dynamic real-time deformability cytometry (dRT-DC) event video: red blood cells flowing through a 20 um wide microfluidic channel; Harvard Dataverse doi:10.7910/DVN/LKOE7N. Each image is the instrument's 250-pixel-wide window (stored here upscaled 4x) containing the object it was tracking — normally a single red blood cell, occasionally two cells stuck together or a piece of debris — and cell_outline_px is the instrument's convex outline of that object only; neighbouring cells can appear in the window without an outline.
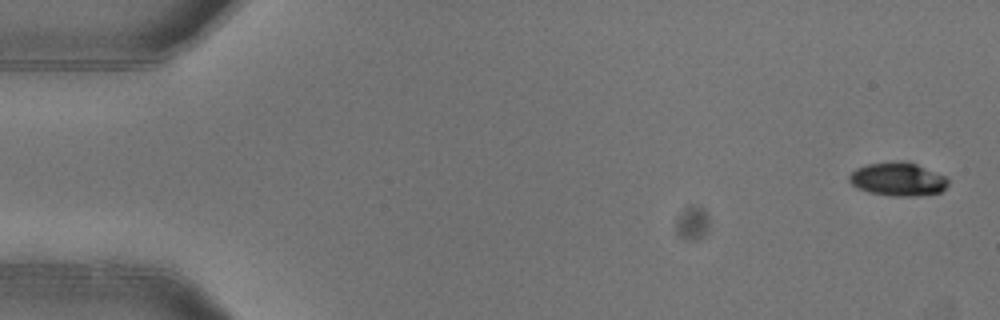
{"species": "common noctule bat (a hibernating species)", "species_latin": "Nyctalus noctula", "temperature_condition": "warm", "stored_images_in_passage": 6, "camera_frame_rate_fps": 3000, "um_per_image_px": 0.085, "animal": {"sex": "female"}, "frame": {"image": 1, "passage_image": 1, "time_ms": 0.0, "image_size_px": [1000, 320], "cell_outline_px": [[948, 184], [940, 192], [920, 196], [892, 196], [868, 192], [856, 188], [848, 180], [848, 176], [856, 168], [868, 164], [896, 160], [904, 160], [916, 164], [944, 176], [948, 180]], "centroid_in_image_um": [76.28, 15.23], "position_along_channel_um": 8.7, "area_um2": 19.36}}
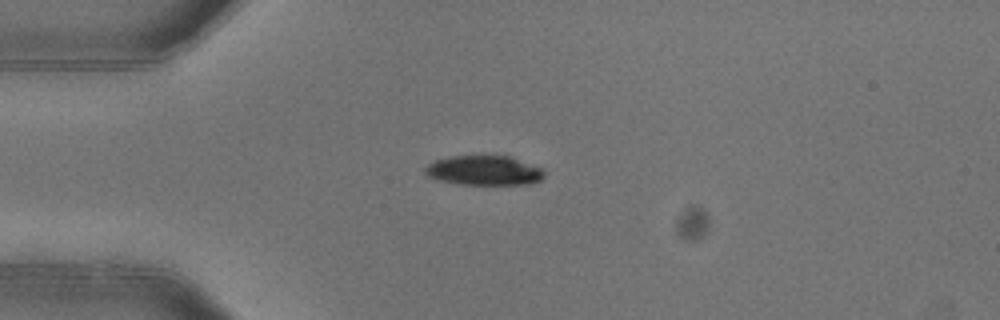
{"frame": {"image": 2, "passage_image": 4, "time_ms": 1.0, "image_size_px": [1000, 320], "cell_outline_px": [[544, 176], [540, 180], [528, 184], [460, 184], [440, 180], [428, 176], [424, 172], [424, 168], [432, 160], [448, 156], [484, 152], [508, 156], [544, 168]], "centroid_in_image_um": [41.11, 14.43], "position_along_channel_um": 43.9, "area_um2": 21.44}}
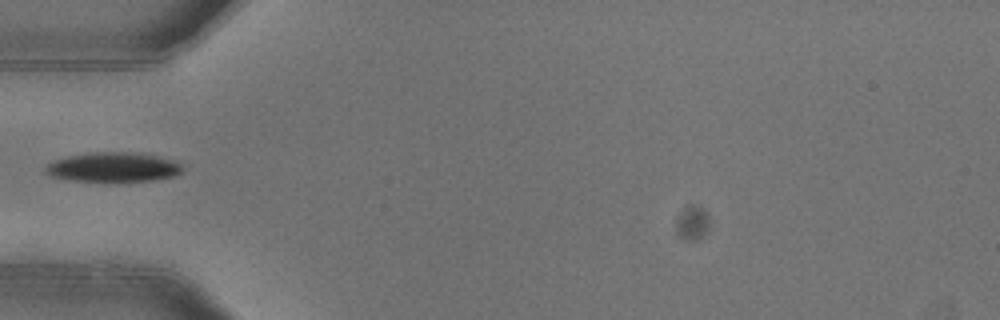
{"frame": {"image": 3, "passage_image": 5, "time_ms": 1.333, "image_size_px": [1000, 320], "cell_outline_px": [[184, 168], [176, 176], [152, 180], [120, 184], [68, 180], [52, 176], [44, 172], [44, 168], [52, 160], [68, 156], [88, 152], [136, 152], [156, 156], [172, 160], [180, 164]], "centroid_in_image_um": [9.59, 14.24], "position_along_channel_um": 75.4, "area_um2": 24.51}}